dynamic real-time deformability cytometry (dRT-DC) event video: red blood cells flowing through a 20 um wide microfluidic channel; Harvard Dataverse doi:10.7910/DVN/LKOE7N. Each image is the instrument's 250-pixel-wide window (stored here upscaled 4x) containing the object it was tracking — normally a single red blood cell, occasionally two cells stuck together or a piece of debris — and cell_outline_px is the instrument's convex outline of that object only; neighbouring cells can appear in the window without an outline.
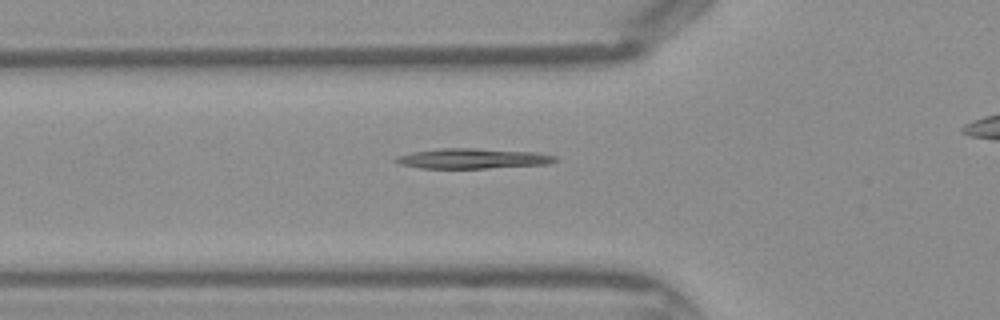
{"species": "Egyptian fruit bat (a non-hibernating species)", "species_latin": "Rousettus aegyptiacus", "temperature_condition": "warm", "stored_images_in_passage": 29, "camera_frame_rate_fps": 3000, "um_per_image_px": 0.085, "frame": {"image": 1, "passage_image": 6, "time_ms": 1.667, "image_size_px": [1000, 320], "cell_outline_px": [[556, 160], [548, 164], [488, 168], [420, 168], [400, 164], [392, 160], [396, 156], [412, 152], [440, 148], [472, 148], [532, 152], [556, 156]], "centroid_in_image_um": [40.1, 13.47], "position_along_channel_um": 85.7, "area_um2": 18.55}}
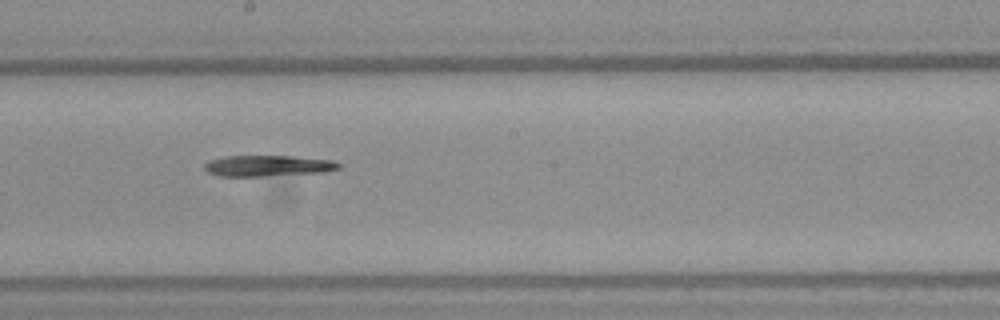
{"frame": {"image": 2, "passage_image": 15, "time_ms": 4.667, "image_size_px": [1000, 320], "cell_outline_px": [[340, 168], [320, 172], [260, 176], [220, 176], [208, 172], [204, 168], [204, 164], [208, 160], [224, 156], [292, 156], [332, 160], [340, 164]], "centroid_in_image_um": [22.71, 14.08], "position_along_channel_um": 225.5, "area_um2": 16.24}}
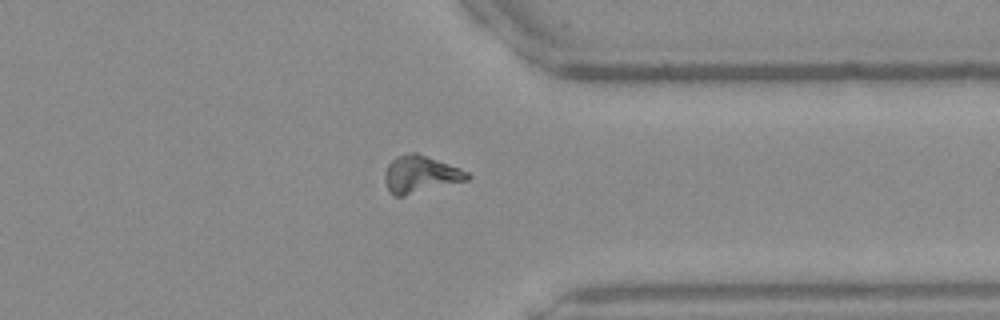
{"frame": {"image": 3, "passage_image": 25, "time_ms": 8.0, "image_size_px": [1000, 320], "cell_outline_px": [[472, 176], [468, 180], [404, 196], [392, 196], [388, 192], [384, 180], [384, 172], [388, 164], [396, 156], [412, 152], [416, 152], [460, 168], [468, 172]], "centroid_in_image_um": [35.71, 14.83], "position_along_channel_um": 375.7, "area_um2": 18.03}}